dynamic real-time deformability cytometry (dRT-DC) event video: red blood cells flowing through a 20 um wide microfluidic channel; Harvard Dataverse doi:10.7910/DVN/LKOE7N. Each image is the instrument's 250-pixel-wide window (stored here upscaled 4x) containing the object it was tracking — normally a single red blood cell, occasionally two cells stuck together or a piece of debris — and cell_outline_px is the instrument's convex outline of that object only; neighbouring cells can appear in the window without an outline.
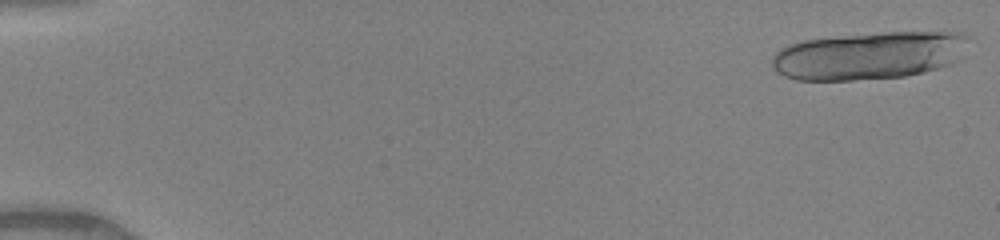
{"species": "human", "species_latin": "Homo sapiens", "temperature_condition": "warm", "stored_images_in_passage": 26, "segment_of_instrument_passage": [1, 2], "camera_frame_rate_fps": 3000, "um_per_image_px": 0.085, "donor": {"sex": "female"}, "frame": {"image": 1, "passage_image": 1, "time_ms": 0.0, "image_size_px": [1000, 240], "cell_outline_px": [[968, 36], [964, 56], [960, 60], [952, 64], [924, 72], [904, 76], [852, 80], [796, 80], [784, 76], [776, 72], [772, 64], [772, 56], [780, 48], [788, 44], [804, 40], [880, 32], [964, 32]], "centroid_in_image_um": [73.9, 4.72], "position_along_channel_um": 11.1, "area_um2": 55.03}}